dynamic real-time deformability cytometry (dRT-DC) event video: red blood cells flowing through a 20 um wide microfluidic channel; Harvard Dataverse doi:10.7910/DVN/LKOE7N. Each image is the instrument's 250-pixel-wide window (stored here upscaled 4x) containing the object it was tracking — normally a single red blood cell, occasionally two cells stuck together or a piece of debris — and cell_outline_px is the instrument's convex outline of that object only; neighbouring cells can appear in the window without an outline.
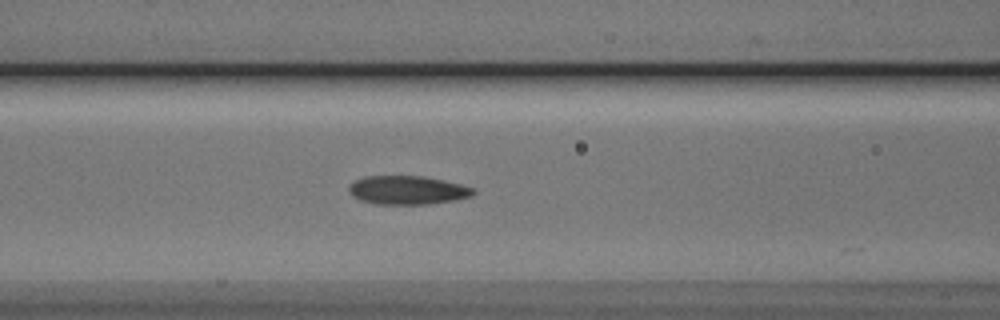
{"species": "Egyptian fruit bat (a non-hibernating species)", "species_latin": "Rousettus aegyptiacus", "temperature_condition": "cold", "stored_images_in_passage": 32, "camera_frame_rate_fps": 3000, "um_per_image_px": 0.085, "animal": {"sex": "male"}, "frame": {"image": 1, "passage_image": 4, "time_ms": 1.0, "image_size_px": [1000, 320], "cell_outline_px": [[476, 192], [472, 196], [456, 200], [428, 204], [376, 204], [360, 200], [352, 196], [348, 192], [348, 188], [356, 180], [364, 176], [424, 176], [444, 180], [476, 188]], "centroid_in_image_um": [34.67, 16.16], "position_along_channel_um": 131.9, "area_um2": 20.92}}
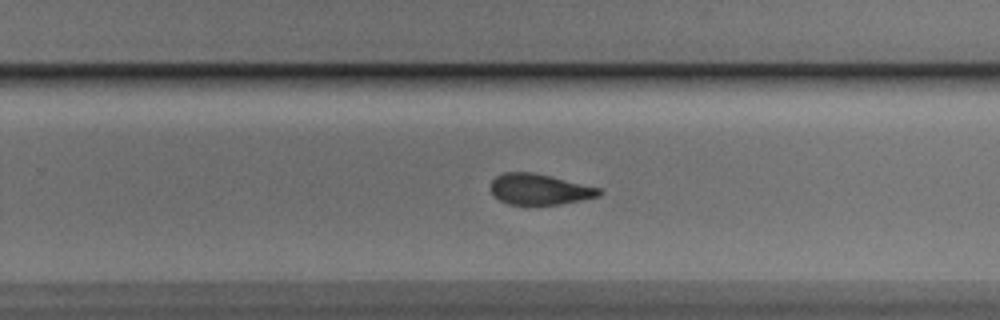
{"frame": {"image": 2, "passage_image": 16, "time_ms": 5.0, "image_size_px": [1000, 320], "cell_outline_px": [[604, 192], [600, 196], [560, 204], [508, 204], [492, 196], [492, 180], [496, 176], [504, 172], [532, 172], [552, 176], [600, 188]], "centroid_in_image_um": [45.87, 16.08], "position_along_channel_um": 283.9, "area_um2": 19.42}}
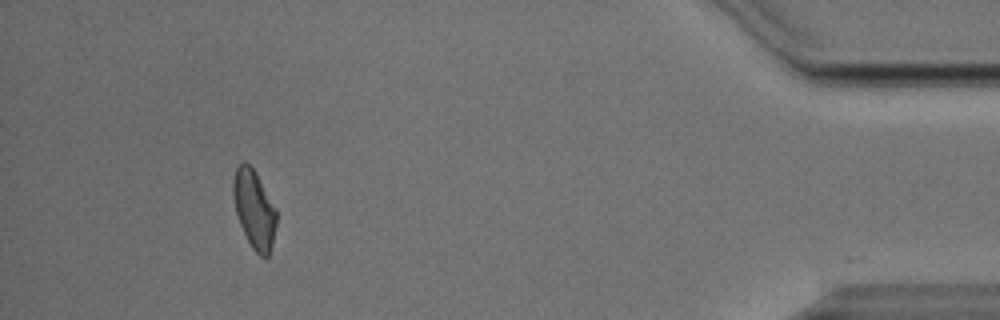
{"frame": {"image": 3, "passage_image": 31, "time_ms": 10.0, "image_size_px": [1000, 320], "cell_outline_px": [[276, 224], [272, 244], [268, 256], [260, 256], [252, 248], [240, 224], [236, 212], [232, 192], [232, 180], [236, 168], [244, 160], [256, 172], [276, 208]], "centroid_in_image_um": [21.6, 17.75], "position_along_channel_um": 413.6, "area_um2": 19.59}, "authors_computed_cell_mechanics": {"area_um2": 20.4901, "velocity_mm_per_s": 3.8084, "shape_relaxation_time_tau1_ms": 4.3546, "shape_relaxation_time_tau2_ms": 1.4878, "deformation_change_tau1": 0.117, "deformation_change_tau2": 0.0623}}